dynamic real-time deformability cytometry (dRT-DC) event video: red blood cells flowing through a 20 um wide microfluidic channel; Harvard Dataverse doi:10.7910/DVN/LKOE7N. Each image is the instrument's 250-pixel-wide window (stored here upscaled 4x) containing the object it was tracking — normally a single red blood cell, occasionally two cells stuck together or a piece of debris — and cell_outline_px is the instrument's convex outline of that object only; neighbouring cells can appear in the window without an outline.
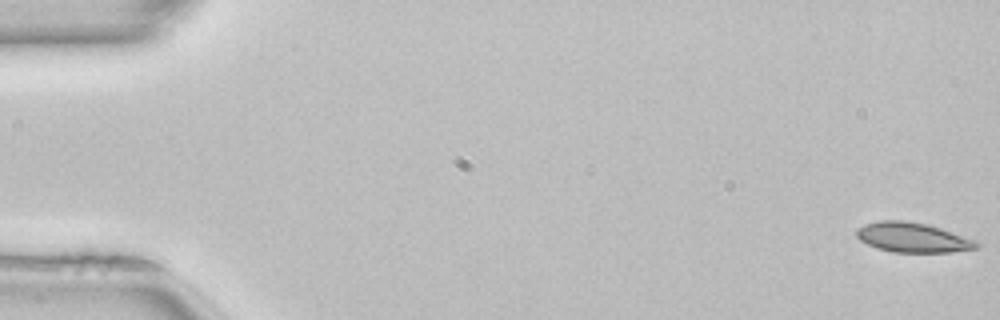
{"species": "common noctule bat (a hibernating species)", "species_latin": "Nyctalus noctula", "temperature_condition": "room temperature", "stored_images_in_passage": 51, "camera_frame_rate_fps": 3000, "um_per_image_px": 0.085, "animal": {"sex": "female", "body_mass_g": 22.7, "forearm_length_mm": 54.2}, "frame": {"image": 1, "passage_image": 1, "time_ms": 0.0, "image_size_px": [1000, 320], "cell_outline_px": [[980, 244], [976, 248], [952, 252], [892, 252], [876, 248], [860, 240], [856, 236], [856, 228], [864, 224], [880, 220], [904, 220], [924, 224], [940, 228], [972, 240]], "centroid_in_image_um": [77.49, 20.18], "position_along_channel_um": 7.5, "area_um2": 20.52}}
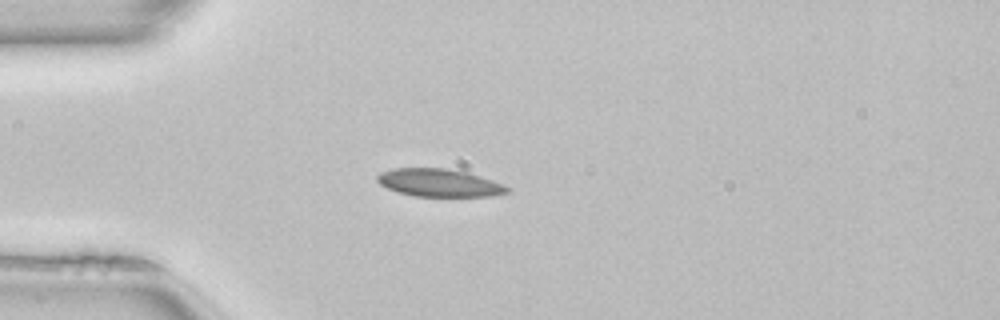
{"frame": {"image": 2, "passage_image": 14, "time_ms": 4.333, "image_size_px": [1000, 320], "cell_outline_px": [[512, 188], [508, 192], [488, 196], [412, 196], [396, 192], [380, 184], [376, 180], [376, 176], [380, 172], [392, 168], [448, 168], [468, 172], [492, 180]], "centroid_in_image_um": [37.3, 15.53], "position_along_channel_um": 47.7, "area_um2": 21.15}}
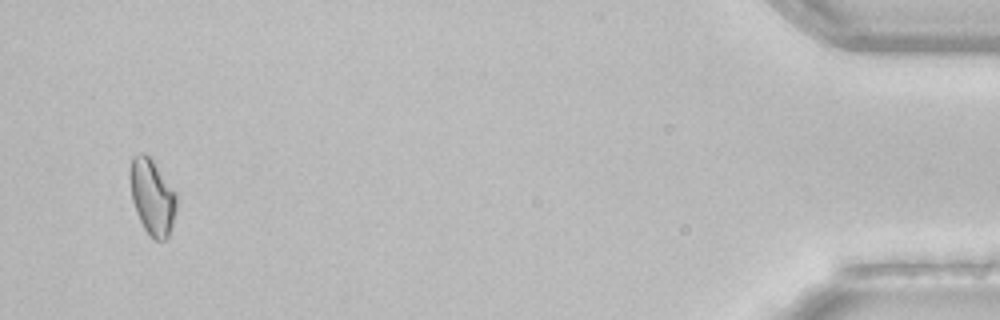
{"frame": {"image": 3, "passage_image": 49, "time_ms": 16.0, "image_size_px": [1000, 320], "cell_outline_px": [[176, 208], [172, 224], [168, 236], [164, 240], [156, 240], [144, 228], [136, 212], [132, 200], [128, 176], [132, 156], [140, 152], [144, 152], [152, 160], [176, 192]], "centroid_in_image_um": [12.91, 16.69], "position_along_channel_um": 422.3, "area_um2": 20.4}, "authors_computed_cell_mechanics": {"area_um2": 20.5768, "velocity_mm_per_s": 4.0683, "shape_relaxation_time_tau1_ms": 7.274, "shape_relaxation_time_tau2_ms": 3.1363, "deformation_change_tau1": 0.1157, "deformation_change_tau2": 0.0647}}